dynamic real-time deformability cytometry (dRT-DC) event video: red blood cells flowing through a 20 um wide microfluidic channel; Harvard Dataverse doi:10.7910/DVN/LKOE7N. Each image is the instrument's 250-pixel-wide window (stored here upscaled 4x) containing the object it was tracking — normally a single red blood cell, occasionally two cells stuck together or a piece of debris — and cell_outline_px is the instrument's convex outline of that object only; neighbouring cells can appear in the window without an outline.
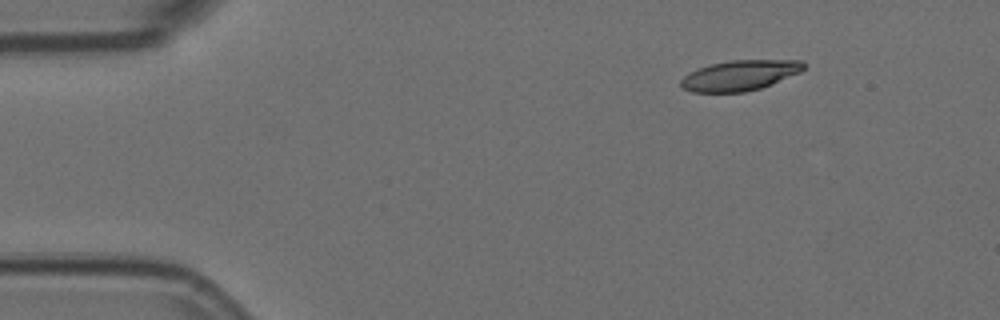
{"species": "Egyptian fruit bat (a non-hibernating species)", "species_latin": "Rousettus aegyptiacus", "temperature_condition": "room temperature", "stored_images_in_passage": 5, "camera_frame_rate_fps": 3000, "um_per_image_px": 0.085, "animal": {"sex": "female"}, "frame": {"image": 1, "passage_image": 1, "time_ms": 0.0, "image_size_px": [1000, 320], "cell_outline_px": [[804, 68], [800, 72], [772, 84], [760, 88], [744, 92], [692, 92], [684, 88], [680, 84], [680, 80], [688, 72], [712, 64], [732, 60], [804, 60]], "centroid_in_image_um": [62.89, 6.41], "position_along_channel_um": 22.1, "area_um2": 21.56}}
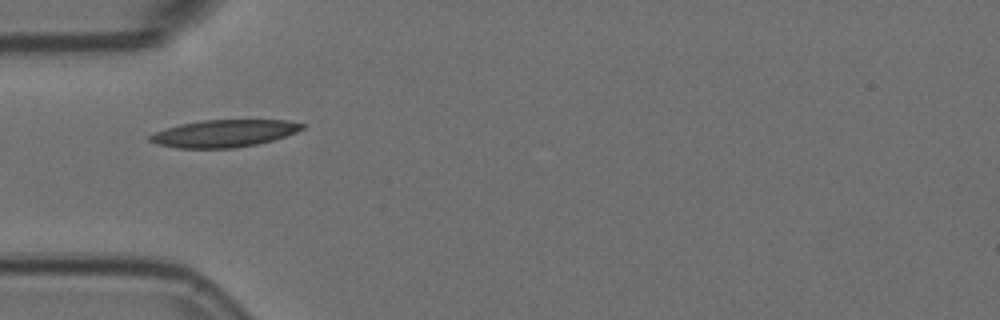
{"frame": {"image": 2, "passage_image": 4, "time_ms": 1.0, "image_size_px": [1000, 320], "cell_outline_px": [[304, 128], [296, 132], [272, 140], [256, 144], [232, 148], [176, 148], [156, 144], [148, 140], [148, 136], [152, 132], [180, 124], [204, 120], [288, 120], [304, 124]], "centroid_in_image_um": [18.99, 11.34], "position_along_channel_um": 66.0, "area_um2": 24.16}}
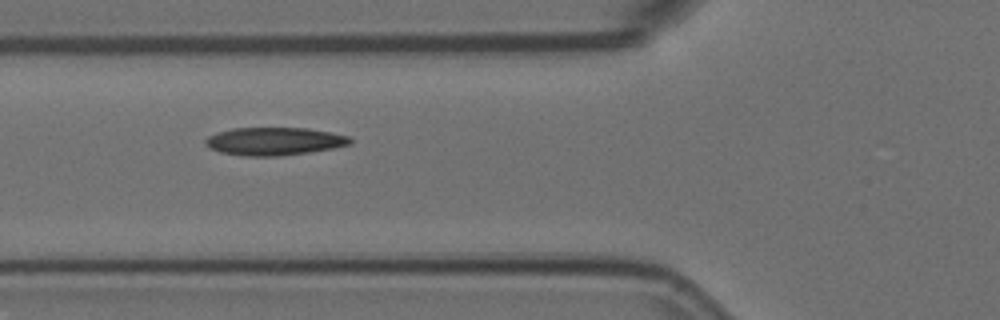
{"frame": {"image": 3, "passage_image": 5, "time_ms": 1.333, "image_size_px": [1000, 320], "cell_outline_px": [[352, 140], [348, 144], [332, 148], [308, 152], [280, 156], [248, 156], [220, 152], [204, 144], [204, 140], [208, 136], [232, 128], [308, 128], [348, 136]], "centroid_in_image_um": [23.28, 12.01], "position_along_channel_um": 102.5, "area_um2": 23.18}}